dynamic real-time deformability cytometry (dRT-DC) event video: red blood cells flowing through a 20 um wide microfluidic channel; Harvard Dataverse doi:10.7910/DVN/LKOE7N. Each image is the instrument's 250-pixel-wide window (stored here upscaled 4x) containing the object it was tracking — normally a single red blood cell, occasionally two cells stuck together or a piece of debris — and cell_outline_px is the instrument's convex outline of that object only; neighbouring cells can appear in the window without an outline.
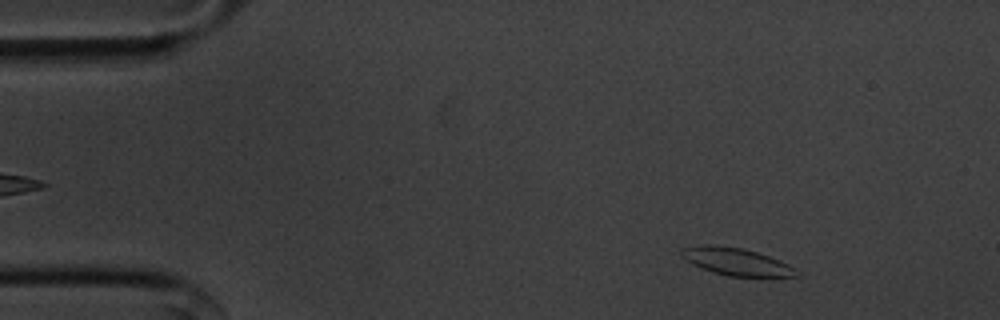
{"species": "common noctule bat (a hibernating species)", "species_latin": "Nyctalus noctula", "temperature_condition": "cold", "stored_images_in_passage": 53, "camera_frame_rate_fps": 3000, "um_per_image_px": 0.085, "animal": {"sex": "male", "body_mass_g": 20.1, "forearm_length_mm": 53.5}, "frame": {"image": 1, "passage_image": 5, "time_ms": 1.333, "image_size_px": [1000, 320], "cell_outline_px": [[796, 276], [728, 276], [712, 272], [700, 268], [692, 264], [680, 256], [680, 252], [684, 248], [704, 244], [708, 244], [744, 248], [768, 256], [788, 264], [796, 268]], "centroid_in_image_um": [62.52, 22.23], "position_along_channel_um": 22.5, "area_um2": 18.15}}
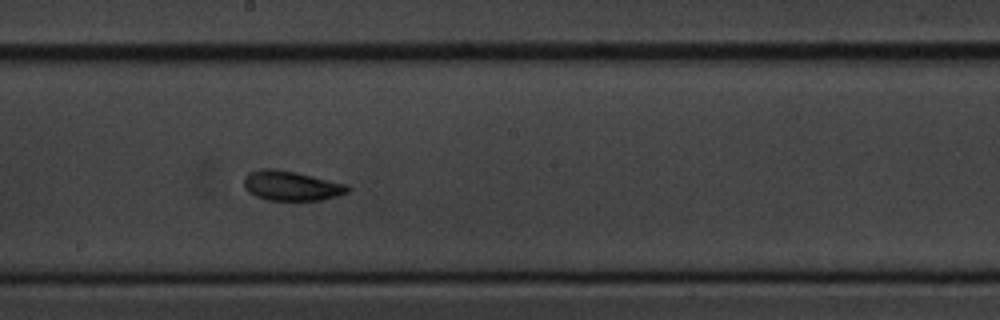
{"frame": {"image": 2, "passage_image": 28, "time_ms": 9.0, "image_size_px": [1000, 320], "cell_outline_px": [[348, 192], [336, 196], [320, 200], [268, 200], [256, 196], [248, 192], [244, 188], [244, 176], [248, 172], [260, 168], [272, 168], [296, 172], [348, 184]], "centroid_in_image_um": [24.72, 15.78], "position_along_channel_um": 223.5, "area_um2": 18.03}}
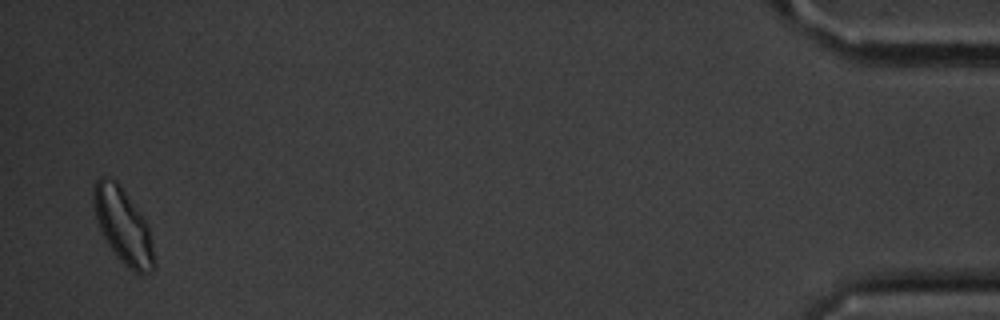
{"frame": {"image": 3, "passage_image": 52, "time_ms": 17.0, "image_size_px": [1000, 320], "cell_outline_px": [[156, 268], [152, 272], [144, 276], [140, 276], [128, 268], [116, 256], [108, 244], [100, 228], [96, 216], [92, 200], [92, 188], [96, 180], [100, 176], [108, 176], [116, 180], [120, 184], [144, 216], [148, 224], [156, 264]], "centroid_in_image_um": [10.49, 19.21], "position_along_channel_um": 424.7, "area_um2": 27.11}, "authors_computed_cell_mechanics": {"area_um2": 18.0336, "velocity_mm_per_s": 3.5893, "shape_relaxation_time_tau1_ms": 2.5134, "shape_relaxation_time_tau2_ms": 2.6639, "deformation_change_tau1": 0.092, "deformation_change_tau2": 0.0633}}